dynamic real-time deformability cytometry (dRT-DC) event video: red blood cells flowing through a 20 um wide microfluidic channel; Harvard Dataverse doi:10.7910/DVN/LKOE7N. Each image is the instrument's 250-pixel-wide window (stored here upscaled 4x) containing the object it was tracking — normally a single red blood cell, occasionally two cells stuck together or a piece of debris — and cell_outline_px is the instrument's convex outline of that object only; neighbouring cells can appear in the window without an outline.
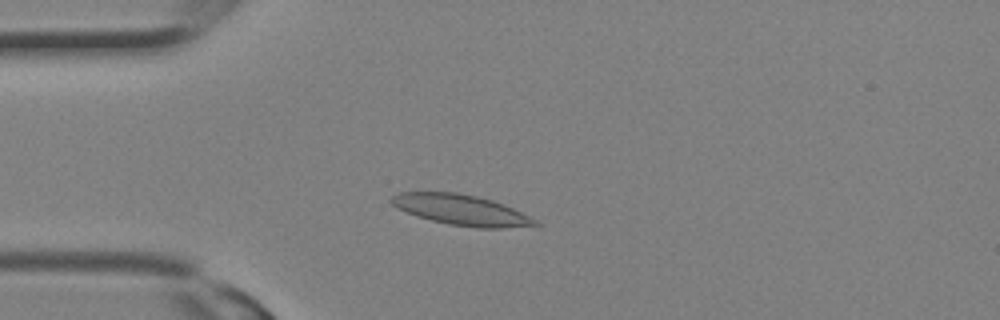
{"species": "Egyptian fruit bat (a non-hibernating species)", "species_latin": "Rousettus aegyptiacus", "temperature_condition": "room temperature", "stored_images_in_passage": 28, "camera_frame_rate_fps": 3000, "um_per_image_px": 0.085, "animal": {"sex": "female"}, "frame": {"image": 1, "passage_image": 6, "time_ms": 1.667, "image_size_px": [1000, 320], "cell_outline_px": [[540, 224], [500, 228], [480, 228], [448, 224], [416, 216], [396, 208], [388, 200], [392, 196], [400, 192], [456, 192], [476, 196], [492, 200], [512, 208], [536, 220]], "centroid_in_image_um": [39.12, 17.83], "position_along_channel_um": 45.9, "area_um2": 25.26}}
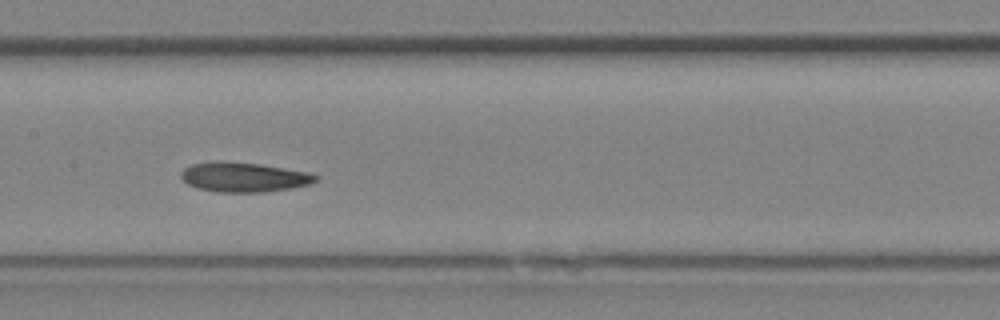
{"frame": {"image": 2, "passage_image": 13, "time_ms": 4.0, "image_size_px": [1000, 320], "cell_outline_px": [[320, 176], [316, 180], [308, 184], [292, 188], [264, 192], [216, 192], [196, 188], [188, 184], [180, 176], [180, 172], [184, 168], [192, 164], [260, 164], [308, 172]], "centroid_in_image_um": [20.77, 15.1], "position_along_channel_um": 186.6, "area_um2": 22.37}}
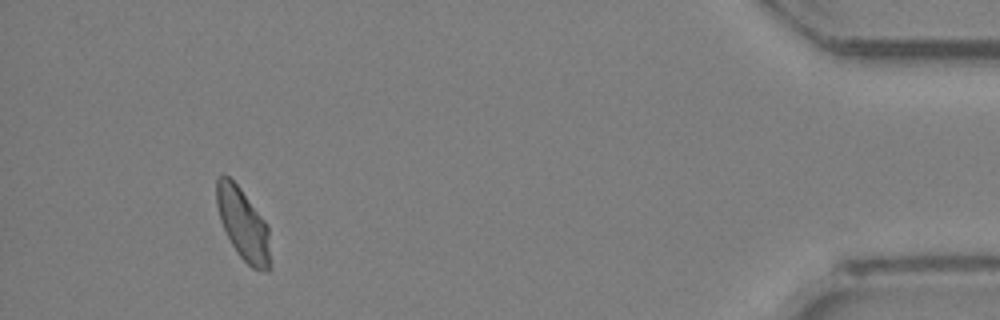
{"frame": {"image": 3, "passage_image": 26, "time_ms": 8.333, "image_size_px": [1000, 320], "cell_outline_px": [[268, 272], [252, 268], [240, 256], [232, 244], [220, 220], [216, 204], [216, 180], [220, 176], [228, 176], [240, 188], [268, 224]], "centroid_in_image_um": [20.63, 19.02], "position_along_channel_um": 414.6, "area_um2": 21.85}}